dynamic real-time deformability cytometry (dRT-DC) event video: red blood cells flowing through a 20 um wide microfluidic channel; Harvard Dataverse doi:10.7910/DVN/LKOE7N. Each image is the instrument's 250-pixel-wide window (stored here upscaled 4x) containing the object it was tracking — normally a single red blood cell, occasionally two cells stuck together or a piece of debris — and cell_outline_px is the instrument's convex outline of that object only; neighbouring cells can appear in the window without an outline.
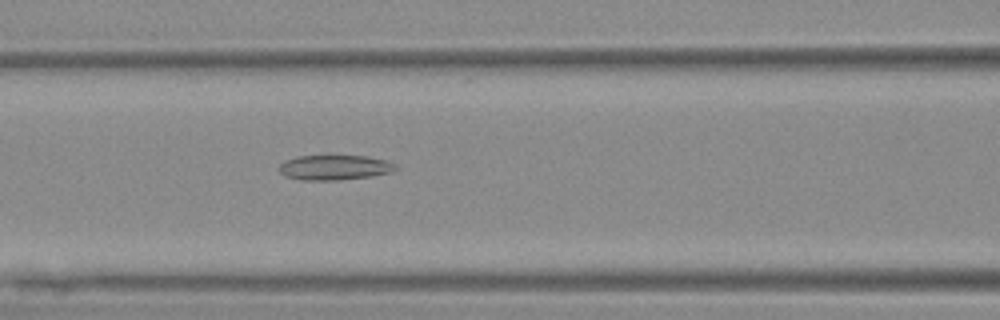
{"species": "Egyptian fruit bat (a non-hibernating species)", "species_latin": "Rousettus aegyptiacus", "temperature_condition": "warm", "stored_images_in_passage": 43, "segment_of_instrument_passage": [1, 2], "camera_frame_rate_fps": 3000, "um_per_image_px": 0.085, "animal": {"sex": "female"}, "frame": {"image": 1, "passage_image": 18, "time_ms": 5.667, "image_size_px": [1000, 320], "cell_outline_px": [[396, 168], [388, 172], [368, 176], [340, 180], [300, 180], [284, 176], [276, 168], [284, 160], [296, 156], [368, 156], [388, 160], [396, 164]], "centroid_in_image_um": [28.36, 14.23], "position_along_channel_um": 138.2, "area_um2": 16.99}}
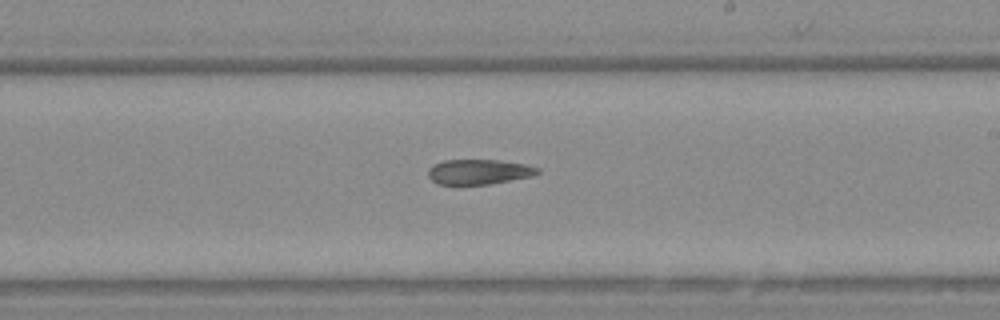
{"frame": {"image": 2, "passage_image": 27, "time_ms": 8.667, "image_size_px": [1000, 320], "cell_outline_px": [[540, 172], [532, 176], [488, 184], [456, 188], [436, 184], [428, 176], [428, 168], [444, 160], [500, 160], [524, 164], [540, 168]], "centroid_in_image_um": [40.63, 14.65], "position_along_channel_um": 248.4, "area_um2": 16.59}}
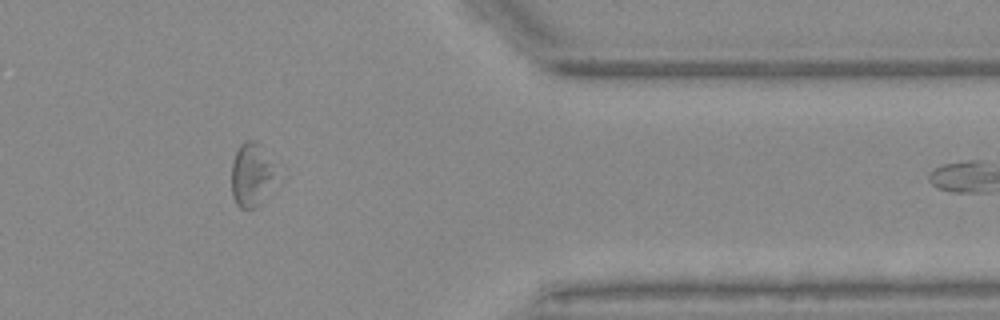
{"frame": {"image": 3, "passage_image": 40, "time_ms": 13.0, "image_size_px": [1000, 320], "cell_outline_px": [[288, 176], [256, 208], [240, 208], [236, 204], [232, 196], [232, 164], [236, 152], [240, 144], [244, 140], [256, 140], [284, 164]], "centroid_in_image_um": [21.68, 14.82], "position_along_channel_um": 389.7, "area_um2": 19.42}}